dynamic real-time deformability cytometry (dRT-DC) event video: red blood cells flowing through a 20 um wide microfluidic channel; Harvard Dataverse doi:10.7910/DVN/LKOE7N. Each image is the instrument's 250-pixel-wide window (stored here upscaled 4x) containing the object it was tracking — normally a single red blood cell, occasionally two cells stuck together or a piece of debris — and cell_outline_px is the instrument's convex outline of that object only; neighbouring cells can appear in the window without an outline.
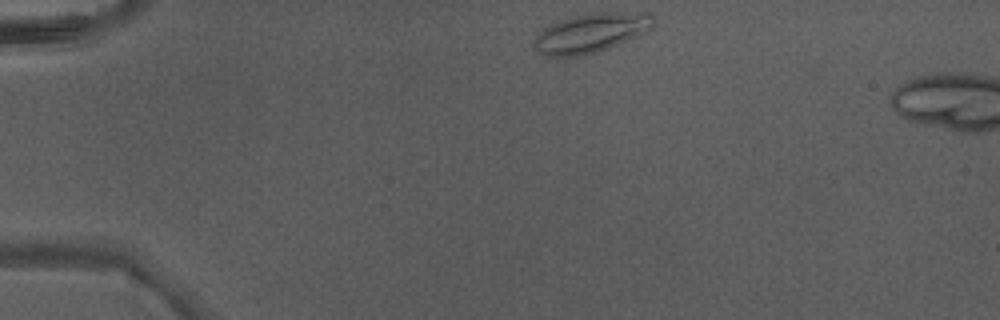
{"species": "Egyptian fruit bat (a non-hibernating species)", "species_latin": "Rousettus aegyptiacus", "temperature_condition": "warm", "stored_images_in_passage": 5, "camera_frame_rate_fps": 3000, "um_per_image_px": 0.085, "animal": {"sex": "male"}, "frame": {"image": 1, "passage_image": 5, "time_ms": 1.333, "image_size_px": [1000, 320], "cell_outline_px": [[656, 24], [648, 32], [640, 36], [608, 48], [584, 56], [544, 56], [536, 52], [532, 44], [532, 40], [548, 24], [572, 16], [588, 12], [648, 12], [656, 20]], "centroid_in_image_um": [50.25, 2.79], "position_along_channel_um": 34.7, "area_um2": 28.09}}